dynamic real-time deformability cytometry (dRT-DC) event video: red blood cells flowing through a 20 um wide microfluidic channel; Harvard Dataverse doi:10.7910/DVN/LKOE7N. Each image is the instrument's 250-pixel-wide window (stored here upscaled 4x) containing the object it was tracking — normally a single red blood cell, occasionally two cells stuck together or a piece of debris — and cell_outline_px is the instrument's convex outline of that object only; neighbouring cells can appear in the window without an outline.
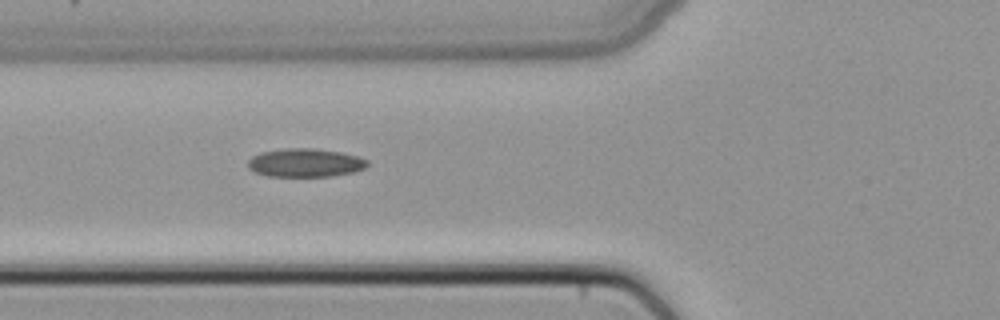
{"species": "common noctule bat (a hibernating species)", "species_latin": "Nyctalus noctula", "temperature_condition": "cold", "stored_images_in_passage": 6, "camera_frame_rate_fps": 3000, "um_per_image_px": 0.085, "animal": {"sex": "female", "body_mass_g": 22.7, "forearm_length_mm": 54.2}, "frame": {"image": 1, "passage_image": 6, "time_ms": 1.667, "image_size_px": [1000, 320], "cell_outline_px": [[368, 164], [364, 168], [352, 172], [332, 176], [268, 176], [256, 172], [248, 168], [248, 160], [252, 156], [260, 152], [288, 148], [312, 148], [340, 152], [356, 156], [368, 160]], "centroid_in_image_um": [25.92, 13.83], "position_along_channel_um": 99.9, "area_um2": 19.65}}